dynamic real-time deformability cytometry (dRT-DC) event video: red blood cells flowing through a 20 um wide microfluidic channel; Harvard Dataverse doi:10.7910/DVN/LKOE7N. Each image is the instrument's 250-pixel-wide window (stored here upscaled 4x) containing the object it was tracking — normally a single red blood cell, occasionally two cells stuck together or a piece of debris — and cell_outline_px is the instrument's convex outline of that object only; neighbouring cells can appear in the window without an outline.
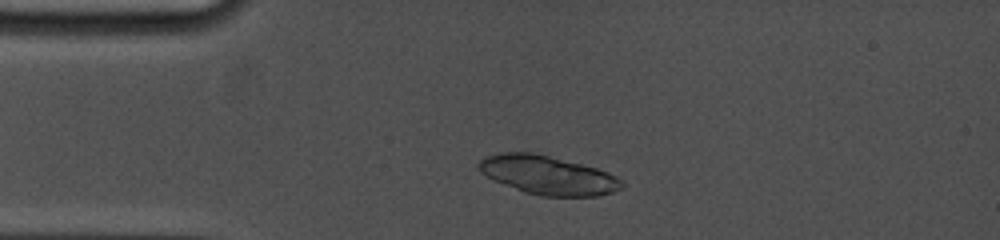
{"species": "common noctule bat (a hibernating species)", "species_latin": "Nyctalus noctula", "temperature_condition": "cold", "stored_images_in_passage": 9, "camera_frame_rate_fps": 5000, "um_per_image_px": 0.085, "animal": {"sex": "female", "body_mass_g": 19.0, "forearm_length_mm": 53.3}, "frame": {"image": 1, "passage_image": 7, "time_ms": 2.4, "image_size_px": [1000, 240], "cell_outline_px": [[624, 188], [612, 192], [596, 196], [540, 196], [524, 192], [496, 180], [480, 172], [476, 164], [484, 156], [500, 152], [532, 152], [596, 168], [620, 176], [624, 180]], "centroid_in_image_um": [46.6, 14.88], "position_along_channel_um": 38.4, "area_um2": 32.31}}